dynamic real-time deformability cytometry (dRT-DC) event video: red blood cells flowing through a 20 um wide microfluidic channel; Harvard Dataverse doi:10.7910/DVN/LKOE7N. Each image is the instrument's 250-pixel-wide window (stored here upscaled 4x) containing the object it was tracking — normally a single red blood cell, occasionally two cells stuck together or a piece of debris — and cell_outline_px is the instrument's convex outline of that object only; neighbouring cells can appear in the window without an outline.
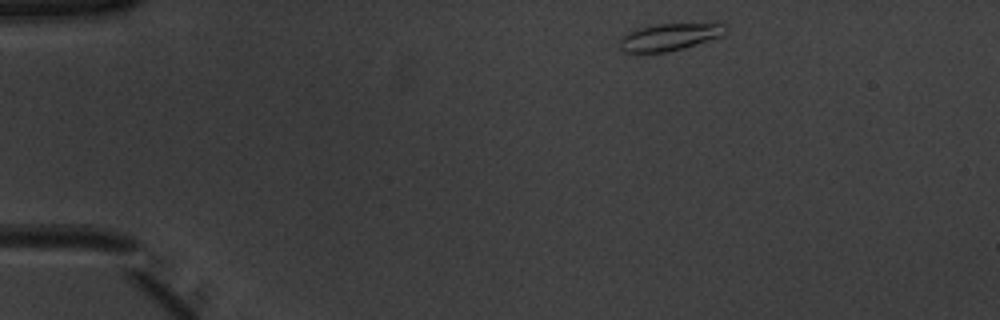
{"species": "common noctule bat (a hibernating species)", "species_latin": "Nyctalus noctula", "temperature_condition": "warm", "stored_images_in_passage": 44, "camera_frame_rate_fps": 3000, "um_per_image_px": 0.085, "animal": {"sex": "male", "body_mass_g": 20.1, "forearm_length_mm": 53.5}, "frame": {"image": 1, "passage_image": 1, "time_ms": 0.0, "image_size_px": [1000, 320], "cell_outline_px": [[728, 32], [724, 36], [684, 48], [668, 52], [624, 52], [620, 48], [620, 36], [636, 28], [656, 24], [728, 24]], "centroid_in_image_um": [56.94, 3.14], "position_along_channel_um": 28.1, "area_um2": 16.94}}
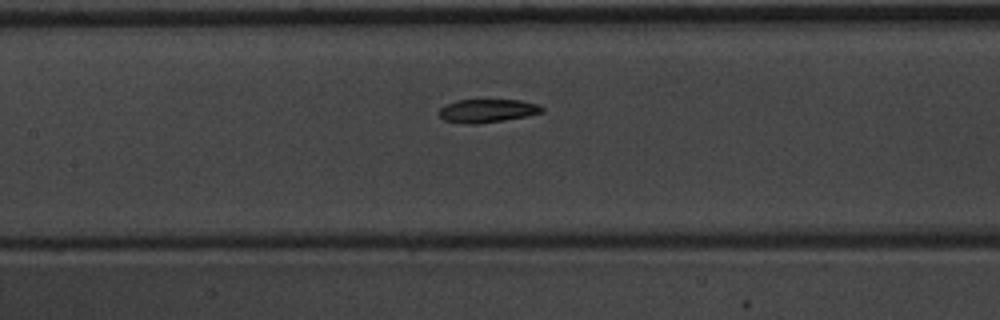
{"frame": {"image": 2, "passage_image": 17, "time_ms": 5.333, "image_size_px": [1000, 320], "cell_outline_px": [[544, 112], [528, 116], [504, 120], [476, 124], [464, 124], [444, 120], [436, 112], [440, 108], [456, 100], [520, 100], [540, 104], [544, 108]], "centroid_in_image_um": [41.44, 9.42], "position_along_channel_um": 166.0, "area_um2": 14.16}}
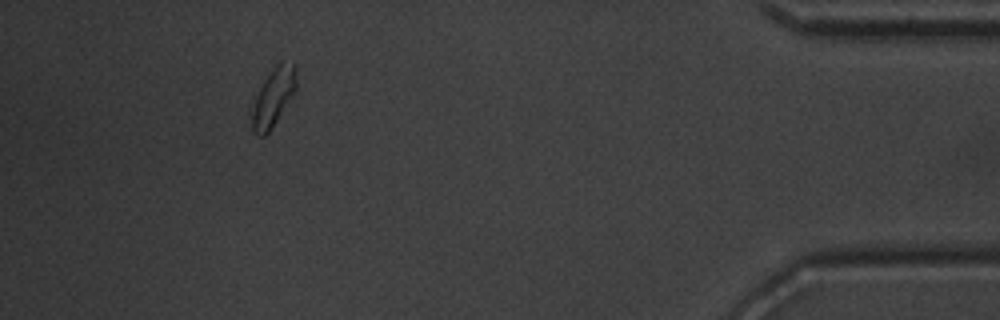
{"frame": {"image": 3, "passage_image": 40, "time_ms": 13.0, "image_size_px": [1000, 320], "cell_outline_px": [[296, 88], [292, 96], [268, 132], [264, 136], [256, 136], [252, 132], [248, 108], [264, 80], [272, 68], [280, 60], [296, 64]], "centroid_in_image_um": [23.16, 8.27], "position_along_channel_um": 412.0, "area_um2": 15.49}, "authors_computed_cell_mechanics": {"area_um2": 14.5656, "velocity_mm_per_s": 3.91, "shape_relaxation_time_tau1_ms": 2.3363, "shape_relaxation_time_tau2_ms": 3.3099, "deformation_change_tau1": 0.1128, "deformation_change_tau2": 0.076}}